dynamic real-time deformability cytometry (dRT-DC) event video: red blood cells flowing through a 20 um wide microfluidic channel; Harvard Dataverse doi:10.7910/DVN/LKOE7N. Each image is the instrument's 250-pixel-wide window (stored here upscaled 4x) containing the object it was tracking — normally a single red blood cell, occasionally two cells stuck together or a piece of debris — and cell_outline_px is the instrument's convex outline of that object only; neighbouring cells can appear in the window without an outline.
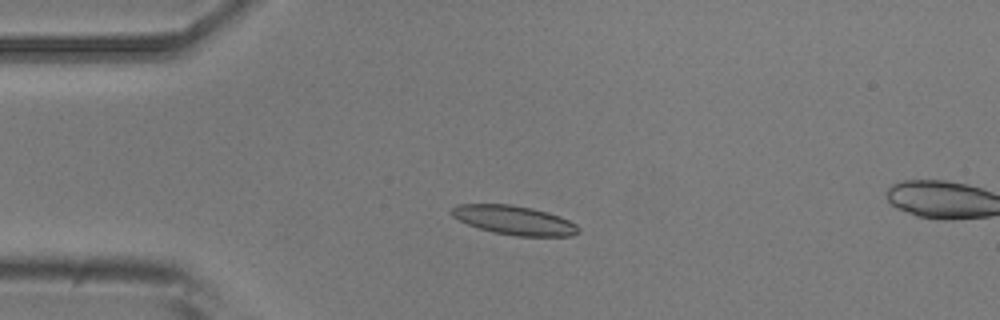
{"species": "common noctule bat (a hibernating species)", "species_latin": "Nyctalus noctula", "temperature_condition": "room temperature", "stored_images_in_passage": 5, "camera_frame_rate_fps": 3000, "um_per_image_px": 0.085, "animal": {"sex": "male", "body_mass_g": 20.5, "forearm_length_mm": 52.5}, "frame": {"image": 1, "passage_image": 4, "time_ms": 3.333, "image_size_px": [1000, 320], "cell_outline_px": [[580, 232], [572, 236], [516, 236], [492, 232], [468, 224], [452, 216], [452, 208], [456, 204], [512, 204], [532, 208], [548, 212], [560, 216], [576, 224], [580, 228]], "centroid_in_image_um": [43.74, 18.71], "position_along_channel_um": 41.3, "area_um2": 21.5}}